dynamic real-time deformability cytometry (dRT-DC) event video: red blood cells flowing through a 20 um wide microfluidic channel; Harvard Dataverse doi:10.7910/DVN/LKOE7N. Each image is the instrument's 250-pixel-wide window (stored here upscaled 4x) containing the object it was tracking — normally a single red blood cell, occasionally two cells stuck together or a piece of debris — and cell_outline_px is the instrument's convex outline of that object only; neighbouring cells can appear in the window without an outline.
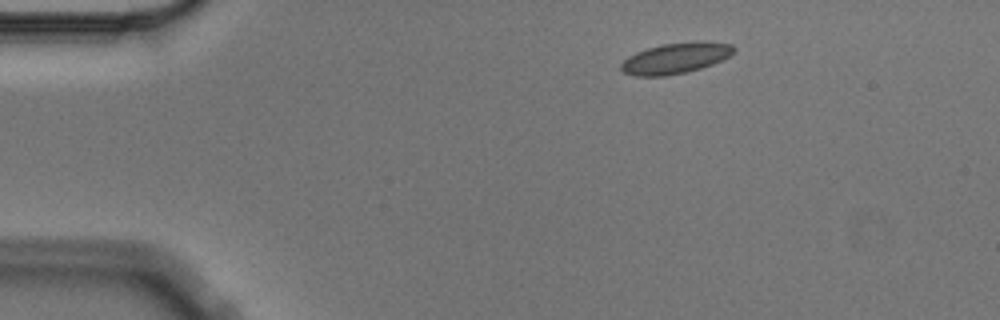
{"species": "Egyptian fruit bat (a non-hibernating species)", "species_latin": "Rousettus aegyptiacus", "temperature_condition": "cold", "stored_images_in_passage": 3, "camera_frame_rate_fps": 3000, "um_per_image_px": 0.085, "animal": {"sex": "male"}, "frame": {"image": 1, "passage_image": 1, "time_ms": 0.0, "image_size_px": [1000, 320], "cell_outline_px": [[736, 52], [712, 64], [700, 68], [684, 72], [664, 76], [636, 76], [624, 72], [620, 68], [620, 64], [628, 56], [636, 52], [660, 44], [700, 40], [704, 40], [732, 44], [736, 48]], "centroid_in_image_um": [57.44, 4.92], "position_along_channel_um": 27.6, "area_um2": 20.35}}